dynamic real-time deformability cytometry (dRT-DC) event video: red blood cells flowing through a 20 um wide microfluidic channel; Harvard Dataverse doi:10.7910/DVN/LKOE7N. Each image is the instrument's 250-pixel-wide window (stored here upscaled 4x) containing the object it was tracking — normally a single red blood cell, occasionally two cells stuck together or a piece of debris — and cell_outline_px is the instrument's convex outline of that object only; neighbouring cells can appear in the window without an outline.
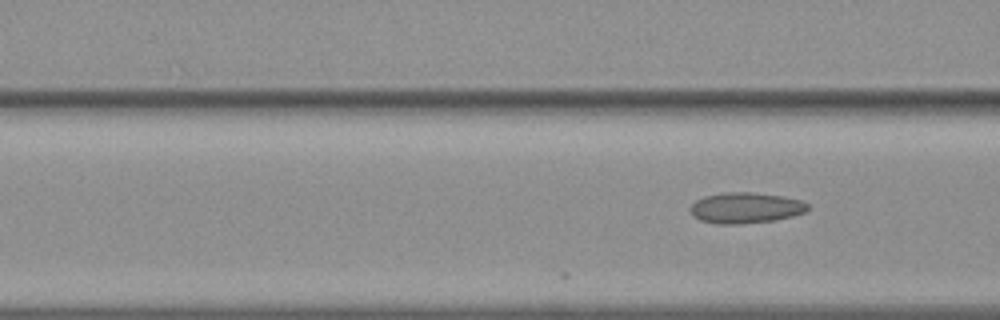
{"species": "common noctule bat (a hibernating species)", "species_latin": "Nyctalus noctula", "temperature_condition": "warm", "stored_images_in_passage": 21, "camera_frame_rate_fps": 3000, "um_per_image_px": 0.085, "animal": {"sex": "female", "body_mass_g": 19.3, "forearm_length_mm": 54.1}, "frame": {"image": 1, "passage_image": 21, "time_ms": 6.667, "image_size_px": [1000, 320], "cell_outline_px": [[808, 208], [804, 212], [792, 216], [776, 220], [740, 224], [716, 224], [700, 220], [692, 216], [688, 208], [696, 200], [704, 196], [724, 192], [752, 192], [784, 196], [800, 200], [808, 204]], "centroid_in_image_um": [63.33, 17.67], "position_along_channel_um": 103.3, "area_um2": 21.27}}